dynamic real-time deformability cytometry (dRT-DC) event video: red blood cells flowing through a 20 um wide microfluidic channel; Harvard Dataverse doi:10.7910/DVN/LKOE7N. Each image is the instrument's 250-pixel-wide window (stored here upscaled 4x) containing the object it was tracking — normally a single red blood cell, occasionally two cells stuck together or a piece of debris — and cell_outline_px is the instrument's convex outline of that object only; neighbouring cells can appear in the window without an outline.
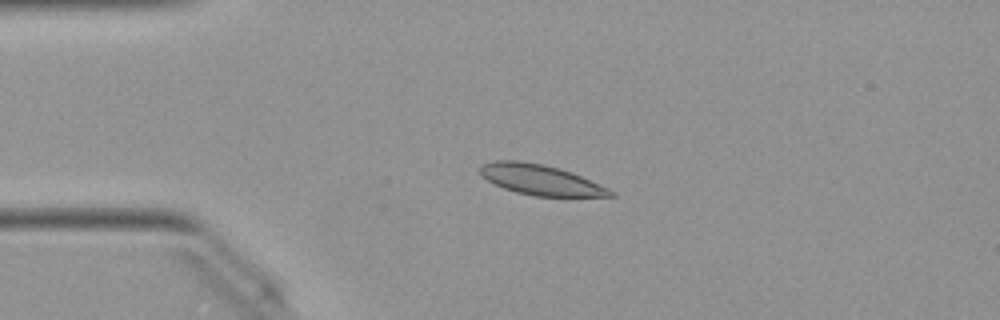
{"species": "Egyptian fruit bat (a non-hibernating species)", "species_latin": "Rousettus aegyptiacus", "temperature_condition": "warm", "stored_images_in_passage": 50, "camera_frame_rate_fps": 3000, "um_per_image_px": 0.085, "animal": {"sex": "female"}, "frame": {"image": 1, "passage_image": 11, "time_ms": 3.333, "image_size_px": [1000, 320], "cell_outline_px": [[616, 196], [532, 196], [516, 192], [504, 188], [480, 176], [480, 164], [496, 160], [520, 160], [544, 164], [560, 168], [572, 172], [608, 188], [616, 192]], "centroid_in_image_um": [45.93, 15.27], "position_along_channel_um": 39.1, "area_um2": 23.12}}
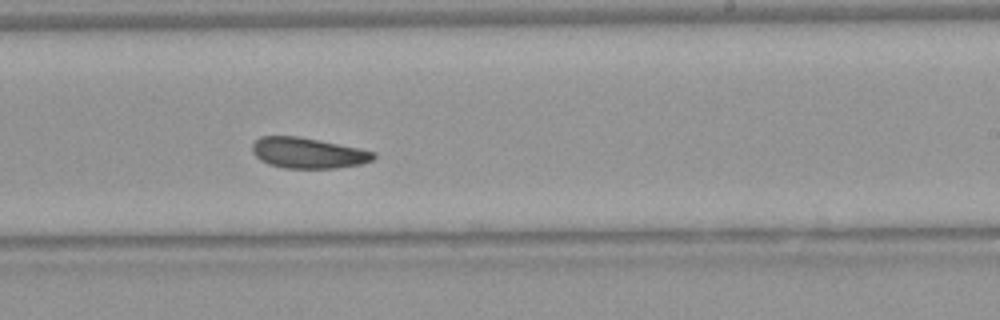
{"frame": {"image": 2, "passage_image": 30, "time_ms": 9.667, "image_size_px": [1000, 320], "cell_outline_px": [[376, 156], [372, 160], [360, 164], [336, 168], [284, 168], [268, 164], [260, 160], [252, 152], [252, 144], [260, 136], [300, 136], [360, 148], [376, 152]], "centroid_in_image_um": [26.17, 12.99], "position_along_channel_um": 262.8, "area_um2": 21.79}}
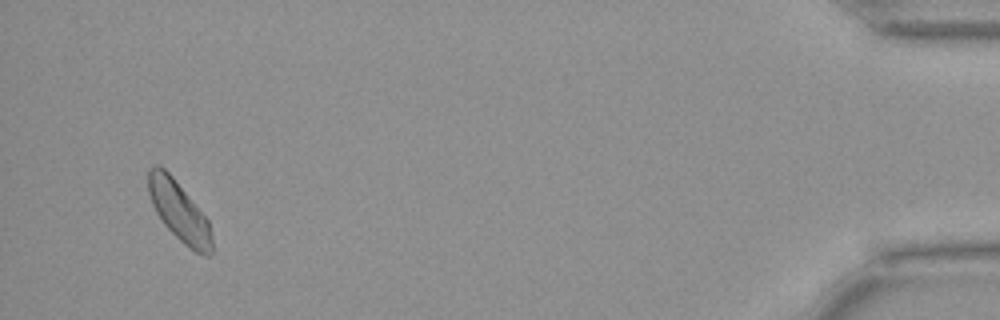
{"frame": {"image": 3, "passage_image": 48, "time_ms": 15.667, "image_size_px": [1000, 320], "cell_outline_px": [[212, 252], [208, 256], [204, 256], [196, 252], [184, 244], [164, 224], [156, 212], [152, 204], [148, 192], [148, 168], [152, 164], [160, 164], [172, 176], [208, 220], [212, 236]], "centroid_in_image_um": [15.2, 17.94], "position_along_channel_um": 420.0, "area_um2": 21.96}, "authors_computed_cell_mechanics": {"area_um2": 22.1952, "velocity_mm_per_s": 3.9936, "shape_relaxation_time_tau1_ms": 8.3514, "shape_relaxation_time_tau2_ms": null, "deformation_change_tau1": 0.1339, "deformation_change_tau2": null}}